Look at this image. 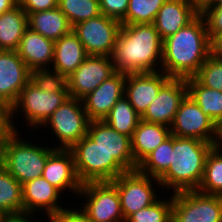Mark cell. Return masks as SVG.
<instances>
[{
  "mask_svg": "<svg viewBox=\"0 0 222 222\" xmlns=\"http://www.w3.org/2000/svg\"><path fill=\"white\" fill-rule=\"evenodd\" d=\"M210 56L205 18L199 13L190 23L163 40L160 71L170 78L194 77Z\"/></svg>",
  "mask_w": 222,
  "mask_h": 222,
  "instance_id": "1",
  "label": "cell"
},
{
  "mask_svg": "<svg viewBox=\"0 0 222 222\" xmlns=\"http://www.w3.org/2000/svg\"><path fill=\"white\" fill-rule=\"evenodd\" d=\"M163 40L151 24H121L112 61L115 71L129 73L158 72L162 63Z\"/></svg>",
  "mask_w": 222,
  "mask_h": 222,
  "instance_id": "2",
  "label": "cell"
},
{
  "mask_svg": "<svg viewBox=\"0 0 222 222\" xmlns=\"http://www.w3.org/2000/svg\"><path fill=\"white\" fill-rule=\"evenodd\" d=\"M213 143L195 138L173 136L171 164L158 179L159 184L174 189V193L197 190L203 177L208 153Z\"/></svg>",
  "mask_w": 222,
  "mask_h": 222,
  "instance_id": "3",
  "label": "cell"
},
{
  "mask_svg": "<svg viewBox=\"0 0 222 222\" xmlns=\"http://www.w3.org/2000/svg\"><path fill=\"white\" fill-rule=\"evenodd\" d=\"M69 91L65 80L52 79L45 75H35L22 89L18 100L9 110L10 130L17 131L13 125V115L24 113L29 126H41L50 115L68 99ZM23 109V110H22Z\"/></svg>",
  "mask_w": 222,
  "mask_h": 222,
  "instance_id": "4",
  "label": "cell"
},
{
  "mask_svg": "<svg viewBox=\"0 0 222 222\" xmlns=\"http://www.w3.org/2000/svg\"><path fill=\"white\" fill-rule=\"evenodd\" d=\"M10 130L0 142V164L20 183L41 177L48 156L56 149L29 144Z\"/></svg>",
  "mask_w": 222,
  "mask_h": 222,
  "instance_id": "5",
  "label": "cell"
},
{
  "mask_svg": "<svg viewBox=\"0 0 222 222\" xmlns=\"http://www.w3.org/2000/svg\"><path fill=\"white\" fill-rule=\"evenodd\" d=\"M74 157L77 176L83 183L113 181L127 171L88 135L69 149Z\"/></svg>",
  "mask_w": 222,
  "mask_h": 222,
  "instance_id": "6",
  "label": "cell"
},
{
  "mask_svg": "<svg viewBox=\"0 0 222 222\" xmlns=\"http://www.w3.org/2000/svg\"><path fill=\"white\" fill-rule=\"evenodd\" d=\"M170 130L173 136L221 144V129L188 94L181 101Z\"/></svg>",
  "mask_w": 222,
  "mask_h": 222,
  "instance_id": "7",
  "label": "cell"
},
{
  "mask_svg": "<svg viewBox=\"0 0 222 222\" xmlns=\"http://www.w3.org/2000/svg\"><path fill=\"white\" fill-rule=\"evenodd\" d=\"M172 222H222V196L197 190L174 193Z\"/></svg>",
  "mask_w": 222,
  "mask_h": 222,
  "instance_id": "8",
  "label": "cell"
},
{
  "mask_svg": "<svg viewBox=\"0 0 222 222\" xmlns=\"http://www.w3.org/2000/svg\"><path fill=\"white\" fill-rule=\"evenodd\" d=\"M78 194L88 198L81 211L90 222H125L117 188L110 181L83 183Z\"/></svg>",
  "mask_w": 222,
  "mask_h": 222,
  "instance_id": "9",
  "label": "cell"
},
{
  "mask_svg": "<svg viewBox=\"0 0 222 222\" xmlns=\"http://www.w3.org/2000/svg\"><path fill=\"white\" fill-rule=\"evenodd\" d=\"M81 99L69 97L43 124H50L61 146L57 149H70L88 132L90 120Z\"/></svg>",
  "mask_w": 222,
  "mask_h": 222,
  "instance_id": "10",
  "label": "cell"
},
{
  "mask_svg": "<svg viewBox=\"0 0 222 222\" xmlns=\"http://www.w3.org/2000/svg\"><path fill=\"white\" fill-rule=\"evenodd\" d=\"M121 22L103 14L72 27L88 55L112 56Z\"/></svg>",
  "mask_w": 222,
  "mask_h": 222,
  "instance_id": "11",
  "label": "cell"
},
{
  "mask_svg": "<svg viewBox=\"0 0 222 222\" xmlns=\"http://www.w3.org/2000/svg\"><path fill=\"white\" fill-rule=\"evenodd\" d=\"M151 178L156 184L160 183L158 179L141 174L138 170L128 171L110 181L117 188L125 220L131 214L157 201V193H154Z\"/></svg>",
  "mask_w": 222,
  "mask_h": 222,
  "instance_id": "12",
  "label": "cell"
},
{
  "mask_svg": "<svg viewBox=\"0 0 222 222\" xmlns=\"http://www.w3.org/2000/svg\"><path fill=\"white\" fill-rule=\"evenodd\" d=\"M115 72L110 56L88 55L83 63L65 79L69 96L77 99L84 98Z\"/></svg>",
  "mask_w": 222,
  "mask_h": 222,
  "instance_id": "13",
  "label": "cell"
},
{
  "mask_svg": "<svg viewBox=\"0 0 222 222\" xmlns=\"http://www.w3.org/2000/svg\"><path fill=\"white\" fill-rule=\"evenodd\" d=\"M34 76L17 51L0 52V104L9 111Z\"/></svg>",
  "mask_w": 222,
  "mask_h": 222,
  "instance_id": "14",
  "label": "cell"
},
{
  "mask_svg": "<svg viewBox=\"0 0 222 222\" xmlns=\"http://www.w3.org/2000/svg\"><path fill=\"white\" fill-rule=\"evenodd\" d=\"M187 95V82L184 78H170L159 90L141 116V120L171 127L181 101Z\"/></svg>",
  "mask_w": 222,
  "mask_h": 222,
  "instance_id": "15",
  "label": "cell"
},
{
  "mask_svg": "<svg viewBox=\"0 0 222 222\" xmlns=\"http://www.w3.org/2000/svg\"><path fill=\"white\" fill-rule=\"evenodd\" d=\"M87 135L127 172L137 170L131 149V137L114 130L104 120L90 121Z\"/></svg>",
  "mask_w": 222,
  "mask_h": 222,
  "instance_id": "16",
  "label": "cell"
},
{
  "mask_svg": "<svg viewBox=\"0 0 222 222\" xmlns=\"http://www.w3.org/2000/svg\"><path fill=\"white\" fill-rule=\"evenodd\" d=\"M126 74L116 71L95 90L82 98L90 121H103L116 102L124 95Z\"/></svg>",
  "mask_w": 222,
  "mask_h": 222,
  "instance_id": "17",
  "label": "cell"
},
{
  "mask_svg": "<svg viewBox=\"0 0 222 222\" xmlns=\"http://www.w3.org/2000/svg\"><path fill=\"white\" fill-rule=\"evenodd\" d=\"M170 79L161 71L126 74L124 96L135 111L142 116L156 98L160 88Z\"/></svg>",
  "mask_w": 222,
  "mask_h": 222,
  "instance_id": "18",
  "label": "cell"
},
{
  "mask_svg": "<svg viewBox=\"0 0 222 222\" xmlns=\"http://www.w3.org/2000/svg\"><path fill=\"white\" fill-rule=\"evenodd\" d=\"M87 56L82 42L72 30L54 42L52 62L54 71L51 70L45 76L65 80L83 63Z\"/></svg>",
  "mask_w": 222,
  "mask_h": 222,
  "instance_id": "19",
  "label": "cell"
},
{
  "mask_svg": "<svg viewBox=\"0 0 222 222\" xmlns=\"http://www.w3.org/2000/svg\"><path fill=\"white\" fill-rule=\"evenodd\" d=\"M54 42L27 28L17 52L35 75H46L49 72L48 66L50 63L52 65L54 58Z\"/></svg>",
  "mask_w": 222,
  "mask_h": 222,
  "instance_id": "20",
  "label": "cell"
},
{
  "mask_svg": "<svg viewBox=\"0 0 222 222\" xmlns=\"http://www.w3.org/2000/svg\"><path fill=\"white\" fill-rule=\"evenodd\" d=\"M42 176L60 192L70 188L79 193L82 182L79 180L72 152L69 149H55L47 158Z\"/></svg>",
  "mask_w": 222,
  "mask_h": 222,
  "instance_id": "21",
  "label": "cell"
},
{
  "mask_svg": "<svg viewBox=\"0 0 222 222\" xmlns=\"http://www.w3.org/2000/svg\"><path fill=\"white\" fill-rule=\"evenodd\" d=\"M23 193V214H32L42 208L51 215L64 210L57 202L61 192L50 184L43 176L22 184ZM58 203V204H57ZM46 209V210H45Z\"/></svg>",
  "mask_w": 222,
  "mask_h": 222,
  "instance_id": "22",
  "label": "cell"
},
{
  "mask_svg": "<svg viewBox=\"0 0 222 222\" xmlns=\"http://www.w3.org/2000/svg\"><path fill=\"white\" fill-rule=\"evenodd\" d=\"M200 11L186 0H167L159 9L154 26L162 40L190 23Z\"/></svg>",
  "mask_w": 222,
  "mask_h": 222,
  "instance_id": "23",
  "label": "cell"
},
{
  "mask_svg": "<svg viewBox=\"0 0 222 222\" xmlns=\"http://www.w3.org/2000/svg\"><path fill=\"white\" fill-rule=\"evenodd\" d=\"M171 136L169 127L140 120L131 137V149L138 166L154 149Z\"/></svg>",
  "mask_w": 222,
  "mask_h": 222,
  "instance_id": "24",
  "label": "cell"
},
{
  "mask_svg": "<svg viewBox=\"0 0 222 222\" xmlns=\"http://www.w3.org/2000/svg\"><path fill=\"white\" fill-rule=\"evenodd\" d=\"M28 28L53 41L72 31V25L58 8L27 14Z\"/></svg>",
  "mask_w": 222,
  "mask_h": 222,
  "instance_id": "25",
  "label": "cell"
},
{
  "mask_svg": "<svg viewBox=\"0 0 222 222\" xmlns=\"http://www.w3.org/2000/svg\"><path fill=\"white\" fill-rule=\"evenodd\" d=\"M28 28L27 13L17 4L0 14V45L3 50L17 51Z\"/></svg>",
  "mask_w": 222,
  "mask_h": 222,
  "instance_id": "26",
  "label": "cell"
},
{
  "mask_svg": "<svg viewBox=\"0 0 222 222\" xmlns=\"http://www.w3.org/2000/svg\"><path fill=\"white\" fill-rule=\"evenodd\" d=\"M187 94L222 129V91L203 86L195 77L186 79Z\"/></svg>",
  "mask_w": 222,
  "mask_h": 222,
  "instance_id": "27",
  "label": "cell"
},
{
  "mask_svg": "<svg viewBox=\"0 0 222 222\" xmlns=\"http://www.w3.org/2000/svg\"><path fill=\"white\" fill-rule=\"evenodd\" d=\"M0 212L5 216L23 214L22 184H20L1 164Z\"/></svg>",
  "mask_w": 222,
  "mask_h": 222,
  "instance_id": "28",
  "label": "cell"
},
{
  "mask_svg": "<svg viewBox=\"0 0 222 222\" xmlns=\"http://www.w3.org/2000/svg\"><path fill=\"white\" fill-rule=\"evenodd\" d=\"M215 145L207 155L204 173L197 191L222 196V150Z\"/></svg>",
  "mask_w": 222,
  "mask_h": 222,
  "instance_id": "29",
  "label": "cell"
},
{
  "mask_svg": "<svg viewBox=\"0 0 222 222\" xmlns=\"http://www.w3.org/2000/svg\"><path fill=\"white\" fill-rule=\"evenodd\" d=\"M141 116L135 111L128 99L123 95L113 106L104 121L119 133L132 137Z\"/></svg>",
  "mask_w": 222,
  "mask_h": 222,
  "instance_id": "30",
  "label": "cell"
},
{
  "mask_svg": "<svg viewBox=\"0 0 222 222\" xmlns=\"http://www.w3.org/2000/svg\"><path fill=\"white\" fill-rule=\"evenodd\" d=\"M173 135L154 149L139 165L137 170L144 175L159 179L171 164Z\"/></svg>",
  "mask_w": 222,
  "mask_h": 222,
  "instance_id": "31",
  "label": "cell"
},
{
  "mask_svg": "<svg viewBox=\"0 0 222 222\" xmlns=\"http://www.w3.org/2000/svg\"><path fill=\"white\" fill-rule=\"evenodd\" d=\"M58 8L68 18L72 27L102 14L99 0H58Z\"/></svg>",
  "mask_w": 222,
  "mask_h": 222,
  "instance_id": "32",
  "label": "cell"
},
{
  "mask_svg": "<svg viewBox=\"0 0 222 222\" xmlns=\"http://www.w3.org/2000/svg\"><path fill=\"white\" fill-rule=\"evenodd\" d=\"M167 0H129L128 10L121 24H151Z\"/></svg>",
  "mask_w": 222,
  "mask_h": 222,
  "instance_id": "33",
  "label": "cell"
},
{
  "mask_svg": "<svg viewBox=\"0 0 222 222\" xmlns=\"http://www.w3.org/2000/svg\"><path fill=\"white\" fill-rule=\"evenodd\" d=\"M173 195L167 202L157 200L151 206L131 214L125 222H172Z\"/></svg>",
  "mask_w": 222,
  "mask_h": 222,
  "instance_id": "34",
  "label": "cell"
},
{
  "mask_svg": "<svg viewBox=\"0 0 222 222\" xmlns=\"http://www.w3.org/2000/svg\"><path fill=\"white\" fill-rule=\"evenodd\" d=\"M194 77L203 86L222 91V59L210 55Z\"/></svg>",
  "mask_w": 222,
  "mask_h": 222,
  "instance_id": "35",
  "label": "cell"
},
{
  "mask_svg": "<svg viewBox=\"0 0 222 222\" xmlns=\"http://www.w3.org/2000/svg\"><path fill=\"white\" fill-rule=\"evenodd\" d=\"M200 13L205 18L209 38L222 33V6H205Z\"/></svg>",
  "mask_w": 222,
  "mask_h": 222,
  "instance_id": "36",
  "label": "cell"
},
{
  "mask_svg": "<svg viewBox=\"0 0 222 222\" xmlns=\"http://www.w3.org/2000/svg\"><path fill=\"white\" fill-rule=\"evenodd\" d=\"M99 4L103 15L121 22L126 16L129 0H99Z\"/></svg>",
  "mask_w": 222,
  "mask_h": 222,
  "instance_id": "37",
  "label": "cell"
},
{
  "mask_svg": "<svg viewBox=\"0 0 222 222\" xmlns=\"http://www.w3.org/2000/svg\"><path fill=\"white\" fill-rule=\"evenodd\" d=\"M18 5L29 14L54 9L58 7V0H18Z\"/></svg>",
  "mask_w": 222,
  "mask_h": 222,
  "instance_id": "38",
  "label": "cell"
},
{
  "mask_svg": "<svg viewBox=\"0 0 222 222\" xmlns=\"http://www.w3.org/2000/svg\"><path fill=\"white\" fill-rule=\"evenodd\" d=\"M50 222H90L80 210L64 209L48 216Z\"/></svg>",
  "mask_w": 222,
  "mask_h": 222,
  "instance_id": "39",
  "label": "cell"
},
{
  "mask_svg": "<svg viewBox=\"0 0 222 222\" xmlns=\"http://www.w3.org/2000/svg\"><path fill=\"white\" fill-rule=\"evenodd\" d=\"M210 55L222 59V33L213 35L210 38Z\"/></svg>",
  "mask_w": 222,
  "mask_h": 222,
  "instance_id": "40",
  "label": "cell"
},
{
  "mask_svg": "<svg viewBox=\"0 0 222 222\" xmlns=\"http://www.w3.org/2000/svg\"><path fill=\"white\" fill-rule=\"evenodd\" d=\"M9 131V111L0 104V142Z\"/></svg>",
  "mask_w": 222,
  "mask_h": 222,
  "instance_id": "41",
  "label": "cell"
},
{
  "mask_svg": "<svg viewBox=\"0 0 222 222\" xmlns=\"http://www.w3.org/2000/svg\"><path fill=\"white\" fill-rule=\"evenodd\" d=\"M29 216L30 214L6 215L1 222H30Z\"/></svg>",
  "mask_w": 222,
  "mask_h": 222,
  "instance_id": "42",
  "label": "cell"
},
{
  "mask_svg": "<svg viewBox=\"0 0 222 222\" xmlns=\"http://www.w3.org/2000/svg\"><path fill=\"white\" fill-rule=\"evenodd\" d=\"M18 4V0H0V14L11 10Z\"/></svg>",
  "mask_w": 222,
  "mask_h": 222,
  "instance_id": "43",
  "label": "cell"
},
{
  "mask_svg": "<svg viewBox=\"0 0 222 222\" xmlns=\"http://www.w3.org/2000/svg\"><path fill=\"white\" fill-rule=\"evenodd\" d=\"M193 4L199 11H201L206 5L210 4L212 0H186Z\"/></svg>",
  "mask_w": 222,
  "mask_h": 222,
  "instance_id": "44",
  "label": "cell"
},
{
  "mask_svg": "<svg viewBox=\"0 0 222 222\" xmlns=\"http://www.w3.org/2000/svg\"><path fill=\"white\" fill-rule=\"evenodd\" d=\"M206 6H222V0H212L211 3Z\"/></svg>",
  "mask_w": 222,
  "mask_h": 222,
  "instance_id": "45",
  "label": "cell"
},
{
  "mask_svg": "<svg viewBox=\"0 0 222 222\" xmlns=\"http://www.w3.org/2000/svg\"><path fill=\"white\" fill-rule=\"evenodd\" d=\"M4 216H5V215L0 212V222H1V220H2V218H3Z\"/></svg>",
  "mask_w": 222,
  "mask_h": 222,
  "instance_id": "46",
  "label": "cell"
}]
</instances>
